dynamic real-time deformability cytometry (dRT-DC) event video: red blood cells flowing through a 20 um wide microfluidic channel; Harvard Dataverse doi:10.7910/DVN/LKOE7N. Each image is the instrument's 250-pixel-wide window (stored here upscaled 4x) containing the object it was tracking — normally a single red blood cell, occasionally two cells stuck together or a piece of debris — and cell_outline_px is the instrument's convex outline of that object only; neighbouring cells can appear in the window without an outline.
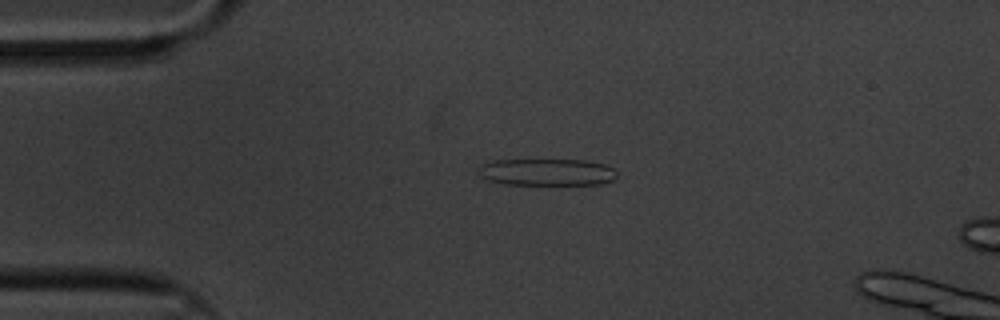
{"species": "common noctule bat (a hibernating species)", "species_latin": "Nyctalus noctula", "temperature_condition": "cold", "stored_images_in_passage": 18, "camera_frame_rate_fps": 3000, "um_per_image_px": 0.085, "animal": {"sex": "male", "body_mass_g": 20.1, "forearm_length_mm": 53.5}, "frame": {"image": 1, "passage_image": 13, "time_ms": 4.0, "image_size_px": [1000, 320], "cell_outline_px": [[616, 176], [612, 180], [604, 184], [504, 184], [488, 180], [480, 176], [480, 164], [496, 160], [584, 160], [604, 164], [612, 168], [616, 172]], "centroid_in_image_um": [46.49, 14.63], "position_along_channel_um": 38.5, "area_um2": 21.56}}